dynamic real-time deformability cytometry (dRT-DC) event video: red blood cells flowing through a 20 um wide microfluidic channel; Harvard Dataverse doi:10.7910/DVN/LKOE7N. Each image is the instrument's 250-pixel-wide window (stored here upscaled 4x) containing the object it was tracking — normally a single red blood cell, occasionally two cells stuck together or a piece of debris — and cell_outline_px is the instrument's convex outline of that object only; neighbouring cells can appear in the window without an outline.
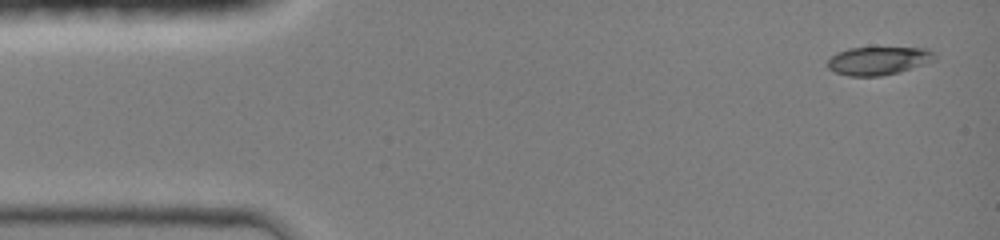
{"species": "common noctule bat (a hibernating species)", "species_latin": "Nyctalus noctula", "temperature_condition": "room temperature", "stored_images_in_passage": 16, "camera_frame_rate_fps": 3000, "um_per_image_px": 0.085, "animal": {"sex": "female", "body_mass_g": 19.0, "forearm_length_mm": 51.5}, "frame": {"image": 1, "passage_image": 1, "time_ms": 0.0, "image_size_px": [1000, 240], "cell_outline_px": [[936, 60], [900, 72], [880, 76], [848, 76], [836, 72], [828, 68], [828, 60], [836, 52], [848, 48], [928, 48], [936, 52]], "centroid_in_image_um": [74.7, 5.16], "position_along_channel_um": 10.3, "area_um2": 17.69}}
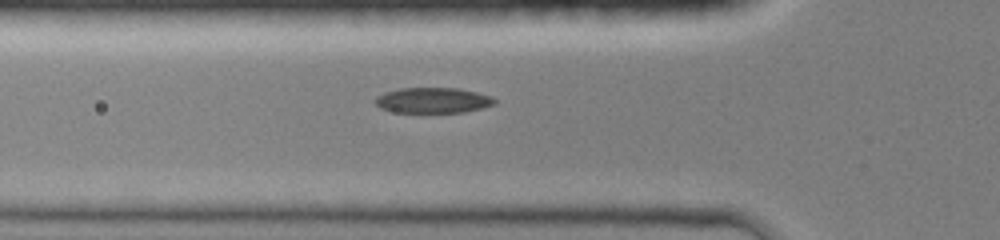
{"frame": {"image": 2, "passage_image": 12, "time_ms": 4.333, "image_size_px": [1000, 240], "cell_outline_px": [[496, 104], [464, 112], [396, 112], [380, 108], [372, 100], [376, 96], [384, 92], [400, 88], [456, 88], [476, 92], [492, 96], [496, 100]], "centroid_in_image_um": [36.77, 8.52], "position_along_channel_um": 89.0, "area_um2": 17.74}}
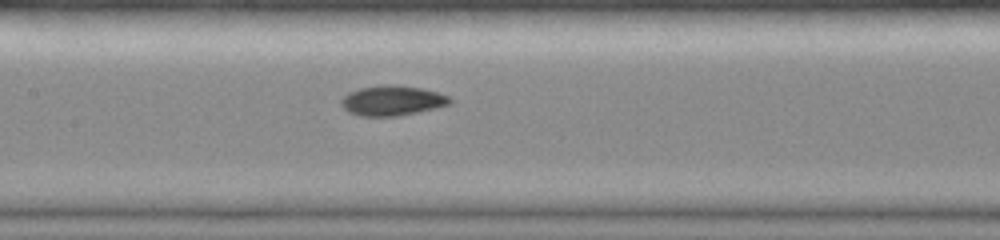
{"frame": {"image": 3, "passage_image": 16, "time_ms": 6.333, "image_size_px": [1000, 240], "cell_outline_px": [[452, 100], [448, 104], [436, 108], [400, 116], [360, 116], [348, 112], [340, 104], [340, 100], [348, 92], [360, 88], [380, 84], [392, 84], [420, 88], [436, 92], [448, 96]], "centroid_in_image_um": [33.29, 8.55], "position_along_channel_um": 174.1, "area_um2": 19.07}}